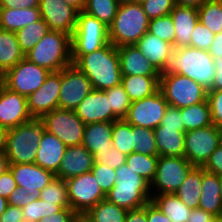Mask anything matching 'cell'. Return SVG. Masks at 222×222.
I'll return each mask as SVG.
<instances>
[{"instance_id":"6da1fadb","label":"cell","mask_w":222,"mask_h":222,"mask_svg":"<svg viewBox=\"0 0 222 222\" xmlns=\"http://www.w3.org/2000/svg\"><path fill=\"white\" fill-rule=\"evenodd\" d=\"M180 74L212 90L216 73L214 58L207 50L184 47L174 49L166 67L160 75Z\"/></svg>"},{"instance_id":"7a4b0ae2","label":"cell","mask_w":222,"mask_h":222,"mask_svg":"<svg viewBox=\"0 0 222 222\" xmlns=\"http://www.w3.org/2000/svg\"><path fill=\"white\" fill-rule=\"evenodd\" d=\"M74 65L91 81L93 89L104 91L121 83L118 51L111 42L83 55Z\"/></svg>"},{"instance_id":"3957f363","label":"cell","mask_w":222,"mask_h":222,"mask_svg":"<svg viewBox=\"0 0 222 222\" xmlns=\"http://www.w3.org/2000/svg\"><path fill=\"white\" fill-rule=\"evenodd\" d=\"M116 182L106 199L126 210L139 209L151 201L150 184L127 164L115 169Z\"/></svg>"},{"instance_id":"277c9868","label":"cell","mask_w":222,"mask_h":222,"mask_svg":"<svg viewBox=\"0 0 222 222\" xmlns=\"http://www.w3.org/2000/svg\"><path fill=\"white\" fill-rule=\"evenodd\" d=\"M149 19L138 2L119 4L109 26V40L115 47L135 45L148 31Z\"/></svg>"},{"instance_id":"5b68a950","label":"cell","mask_w":222,"mask_h":222,"mask_svg":"<svg viewBox=\"0 0 222 222\" xmlns=\"http://www.w3.org/2000/svg\"><path fill=\"white\" fill-rule=\"evenodd\" d=\"M44 131L43 121L36 118L9 129L5 145V153L9 164L34 163Z\"/></svg>"},{"instance_id":"8992f818","label":"cell","mask_w":222,"mask_h":222,"mask_svg":"<svg viewBox=\"0 0 222 222\" xmlns=\"http://www.w3.org/2000/svg\"><path fill=\"white\" fill-rule=\"evenodd\" d=\"M25 58L50 72L61 71L72 64L71 36L50 30Z\"/></svg>"},{"instance_id":"52a82bcc","label":"cell","mask_w":222,"mask_h":222,"mask_svg":"<svg viewBox=\"0 0 222 222\" xmlns=\"http://www.w3.org/2000/svg\"><path fill=\"white\" fill-rule=\"evenodd\" d=\"M109 42V27L81 11L71 36L72 64H75L83 55L92 53Z\"/></svg>"},{"instance_id":"ba28073f","label":"cell","mask_w":222,"mask_h":222,"mask_svg":"<svg viewBox=\"0 0 222 222\" xmlns=\"http://www.w3.org/2000/svg\"><path fill=\"white\" fill-rule=\"evenodd\" d=\"M159 90L170 106L178 108L205 102L208 92L199 83L177 73L160 75Z\"/></svg>"},{"instance_id":"9c48e42d","label":"cell","mask_w":222,"mask_h":222,"mask_svg":"<svg viewBox=\"0 0 222 222\" xmlns=\"http://www.w3.org/2000/svg\"><path fill=\"white\" fill-rule=\"evenodd\" d=\"M194 167L185 157L159 156L151 195L174 193Z\"/></svg>"},{"instance_id":"30bf717a","label":"cell","mask_w":222,"mask_h":222,"mask_svg":"<svg viewBox=\"0 0 222 222\" xmlns=\"http://www.w3.org/2000/svg\"><path fill=\"white\" fill-rule=\"evenodd\" d=\"M68 199L71 209L79 216H83L90 208L101 200L106 194L97 184L94 174L90 171L65 180Z\"/></svg>"},{"instance_id":"8fae6325","label":"cell","mask_w":222,"mask_h":222,"mask_svg":"<svg viewBox=\"0 0 222 222\" xmlns=\"http://www.w3.org/2000/svg\"><path fill=\"white\" fill-rule=\"evenodd\" d=\"M49 73L48 69L24 57L16 66L4 73L2 83L9 90L27 98L43 85Z\"/></svg>"},{"instance_id":"7c38bea8","label":"cell","mask_w":222,"mask_h":222,"mask_svg":"<svg viewBox=\"0 0 222 222\" xmlns=\"http://www.w3.org/2000/svg\"><path fill=\"white\" fill-rule=\"evenodd\" d=\"M41 120L45 130L57 136L67 147L82 144L86 125L75 111L58 108L45 114Z\"/></svg>"},{"instance_id":"4fadbf2b","label":"cell","mask_w":222,"mask_h":222,"mask_svg":"<svg viewBox=\"0 0 222 222\" xmlns=\"http://www.w3.org/2000/svg\"><path fill=\"white\" fill-rule=\"evenodd\" d=\"M219 146V134L214 124L185 133L184 157L194 166L202 167Z\"/></svg>"},{"instance_id":"5bb4252c","label":"cell","mask_w":222,"mask_h":222,"mask_svg":"<svg viewBox=\"0 0 222 222\" xmlns=\"http://www.w3.org/2000/svg\"><path fill=\"white\" fill-rule=\"evenodd\" d=\"M93 90L91 81L74 64L61 70L59 109L74 111Z\"/></svg>"},{"instance_id":"9a60e30c","label":"cell","mask_w":222,"mask_h":222,"mask_svg":"<svg viewBox=\"0 0 222 222\" xmlns=\"http://www.w3.org/2000/svg\"><path fill=\"white\" fill-rule=\"evenodd\" d=\"M168 103L160 90L153 95L131 102L124 118L133 126L154 130L161 124Z\"/></svg>"},{"instance_id":"2e32d148","label":"cell","mask_w":222,"mask_h":222,"mask_svg":"<svg viewBox=\"0 0 222 222\" xmlns=\"http://www.w3.org/2000/svg\"><path fill=\"white\" fill-rule=\"evenodd\" d=\"M61 71L50 72L43 85L27 97V107L32 118L41 119L59 108Z\"/></svg>"},{"instance_id":"e0dca14e","label":"cell","mask_w":222,"mask_h":222,"mask_svg":"<svg viewBox=\"0 0 222 222\" xmlns=\"http://www.w3.org/2000/svg\"><path fill=\"white\" fill-rule=\"evenodd\" d=\"M39 10L49 30L73 35L79 14L74 7L64 0H40Z\"/></svg>"},{"instance_id":"ac0fdd59","label":"cell","mask_w":222,"mask_h":222,"mask_svg":"<svg viewBox=\"0 0 222 222\" xmlns=\"http://www.w3.org/2000/svg\"><path fill=\"white\" fill-rule=\"evenodd\" d=\"M32 119L27 107V98L2 84L0 87V126L9 130Z\"/></svg>"},{"instance_id":"d6986e66","label":"cell","mask_w":222,"mask_h":222,"mask_svg":"<svg viewBox=\"0 0 222 222\" xmlns=\"http://www.w3.org/2000/svg\"><path fill=\"white\" fill-rule=\"evenodd\" d=\"M74 111L85 125L119 119L112 112L109 100L103 90L93 89Z\"/></svg>"},{"instance_id":"ffe728a7","label":"cell","mask_w":222,"mask_h":222,"mask_svg":"<svg viewBox=\"0 0 222 222\" xmlns=\"http://www.w3.org/2000/svg\"><path fill=\"white\" fill-rule=\"evenodd\" d=\"M17 186L28 190L39 199L40 191L46 187L55 177L49 170L43 169L35 163L31 164H9Z\"/></svg>"},{"instance_id":"44dd1931","label":"cell","mask_w":222,"mask_h":222,"mask_svg":"<svg viewBox=\"0 0 222 222\" xmlns=\"http://www.w3.org/2000/svg\"><path fill=\"white\" fill-rule=\"evenodd\" d=\"M94 156L81 144L67 147L56 177L67 180L90 172L94 166Z\"/></svg>"},{"instance_id":"7402d4cb","label":"cell","mask_w":222,"mask_h":222,"mask_svg":"<svg viewBox=\"0 0 222 222\" xmlns=\"http://www.w3.org/2000/svg\"><path fill=\"white\" fill-rule=\"evenodd\" d=\"M117 51L122 76L160 77L161 73L153 67L135 45H124L118 47Z\"/></svg>"},{"instance_id":"603a6c76","label":"cell","mask_w":222,"mask_h":222,"mask_svg":"<svg viewBox=\"0 0 222 222\" xmlns=\"http://www.w3.org/2000/svg\"><path fill=\"white\" fill-rule=\"evenodd\" d=\"M66 149L67 146L57 136L45 130L34 163L56 174Z\"/></svg>"},{"instance_id":"cb8c5ba5","label":"cell","mask_w":222,"mask_h":222,"mask_svg":"<svg viewBox=\"0 0 222 222\" xmlns=\"http://www.w3.org/2000/svg\"><path fill=\"white\" fill-rule=\"evenodd\" d=\"M135 47L160 73H162L166 67L167 62L175 49L172 44L149 32L144 34V36L135 44Z\"/></svg>"},{"instance_id":"d4e9b609","label":"cell","mask_w":222,"mask_h":222,"mask_svg":"<svg viewBox=\"0 0 222 222\" xmlns=\"http://www.w3.org/2000/svg\"><path fill=\"white\" fill-rule=\"evenodd\" d=\"M175 28V49L190 47L191 36L199 21L198 9L175 5L170 12Z\"/></svg>"},{"instance_id":"484cf974","label":"cell","mask_w":222,"mask_h":222,"mask_svg":"<svg viewBox=\"0 0 222 222\" xmlns=\"http://www.w3.org/2000/svg\"><path fill=\"white\" fill-rule=\"evenodd\" d=\"M202 188L198 208L222 216V200L220 196V176L202 168Z\"/></svg>"},{"instance_id":"4316f807","label":"cell","mask_w":222,"mask_h":222,"mask_svg":"<svg viewBox=\"0 0 222 222\" xmlns=\"http://www.w3.org/2000/svg\"><path fill=\"white\" fill-rule=\"evenodd\" d=\"M185 131L164 127L161 124L154 129L159 156L184 157Z\"/></svg>"},{"instance_id":"83f0119b","label":"cell","mask_w":222,"mask_h":222,"mask_svg":"<svg viewBox=\"0 0 222 222\" xmlns=\"http://www.w3.org/2000/svg\"><path fill=\"white\" fill-rule=\"evenodd\" d=\"M113 121L90 123L85 126L82 145L94 155L98 150L111 148Z\"/></svg>"},{"instance_id":"f1b7e54d","label":"cell","mask_w":222,"mask_h":222,"mask_svg":"<svg viewBox=\"0 0 222 222\" xmlns=\"http://www.w3.org/2000/svg\"><path fill=\"white\" fill-rule=\"evenodd\" d=\"M41 19L39 8L0 9V29L16 32Z\"/></svg>"},{"instance_id":"f546056e","label":"cell","mask_w":222,"mask_h":222,"mask_svg":"<svg viewBox=\"0 0 222 222\" xmlns=\"http://www.w3.org/2000/svg\"><path fill=\"white\" fill-rule=\"evenodd\" d=\"M160 77L122 76L121 84L131 102L149 97L159 90Z\"/></svg>"},{"instance_id":"4dcf8cb0","label":"cell","mask_w":222,"mask_h":222,"mask_svg":"<svg viewBox=\"0 0 222 222\" xmlns=\"http://www.w3.org/2000/svg\"><path fill=\"white\" fill-rule=\"evenodd\" d=\"M202 167H194L174 194L190 209L198 208L202 188Z\"/></svg>"},{"instance_id":"1f68e13d","label":"cell","mask_w":222,"mask_h":222,"mask_svg":"<svg viewBox=\"0 0 222 222\" xmlns=\"http://www.w3.org/2000/svg\"><path fill=\"white\" fill-rule=\"evenodd\" d=\"M24 57L15 32L0 29V69L5 73Z\"/></svg>"},{"instance_id":"d6a6232c","label":"cell","mask_w":222,"mask_h":222,"mask_svg":"<svg viewBox=\"0 0 222 222\" xmlns=\"http://www.w3.org/2000/svg\"><path fill=\"white\" fill-rule=\"evenodd\" d=\"M151 201L172 222H187L192 211L174 193L152 195Z\"/></svg>"},{"instance_id":"836d02e7","label":"cell","mask_w":222,"mask_h":222,"mask_svg":"<svg viewBox=\"0 0 222 222\" xmlns=\"http://www.w3.org/2000/svg\"><path fill=\"white\" fill-rule=\"evenodd\" d=\"M128 210L109 202L101 200L90 208L83 216L81 222H125Z\"/></svg>"},{"instance_id":"e575fe53","label":"cell","mask_w":222,"mask_h":222,"mask_svg":"<svg viewBox=\"0 0 222 222\" xmlns=\"http://www.w3.org/2000/svg\"><path fill=\"white\" fill-rule=\"evenodd\" d=\"M184 131L200 129L213 124L208 101L180 108Z\"/></svg>"},{"instance_id":"d590c367","label":"cell","mask_w":222,"mask_h":222,"mask_svg":"<svg viewBox=\"0 0 222 222\" xmlns=\"http://www.w3.org/2000/svg\"><path fill=\"white\" fill-rule=\"evenodd\" d=\"M47 23L41 18L15 32L21 51L26 55L49 32Z\"/></svg>"},{"instance_id":"8d00e7d4","label":"cell","mask_w":222,"mask_h":222,"mask_svg":"<svg viewBox=\"0 0 222 222\" xmlns=\"http://www.w3.org/2000/svg\"><path fill=\"white\" fill-rule=\"evenodd\" d=\"M112 145L126 155L135 152L134 126L125 119L113 121Z\"/></svg>"},{"instance_id":"74e56055","label":"cell","mask_w":222,"mask_h":222,"mask_svg":"<svg viewBox=\"0 0 222 222\" xmlns=\"http://www.w3.org/2000/svg\"><path fill=\"white\" fill-rule=\"evenodd\" d=\"M159 156H149L132 152L127 155L126 164L135 173L143 177L149 184L155 178Z\"/></svg>"},{"instance_id":"f35d334b","label":"cell","mask_w":222,"mask_h":222,"mask_svg":"<svg viewBox=\"0 0 222 222\" xmlns=\"http://www.w3.org/2000/svg\"><path fill=\"white\" fill-rule=\"evenodd\" d=\"M118 7L117 0H87L82 11L109 27L116 16Z\"/></svg>"},{"instance_id":"ab89813d","label":"cell","mask_w":222,"mask_h":222,"mask_svg":"<svg viewBox=\"0 0 222 222\" xmlns=\"http://www.w3.org/2000/svg\"><path fill=\"white\" fill-rule=\"evenodd\" d=\"M199 22L215 35L222 32V5L219 0H207L198 8Z\"/></svg>"},{"instance_id":"60d3db41","label":"cell","mask_w":222,"mask_h":222,"mask_svg":"<svg viewBox=\"0 0 222 222\" xmlns=\"http://www.w3.org/2000/svg\"><path fill=\"white\" fill-rule=\"evenodd\" d=\"M39 199L61 205L63 208H71L66 182L62 178L56 176L40 191Z\"/></svg>"},{"instance_id":"b9f144b4","label":"cell","mask_w":222,"mask_h":222,"mask_svg":"<svg viewBox=\"0 0 222 222\" xmlns=\"http://www.w3.org/2000/svg\"><path fill=\"white\" fill-rule=\"evenodd\" d=\"M63 209L64 208L61 205L37 199L23 207L22 212L24 221L38 222L41 218L61 212Z\"/></svg>"},{"instance_id":"7bdbcfd3","label":"cell","mask_w":222,"mask_h":222,"mask_svg":"<svg viewBox=\"0 0 222 222\" xmlns=\"http://www.w3.org/2000/svg\"><path fill=\"white\" fill-rule=\"evenodd\" d=\"M135 152L149 156H159L154 130L134 126Z\"/></svg>"},{"instance_id":"ee69618b","label":"cell","mask_w":222,"mask_h":222,"mask_svg":"<svg viewBox=\"0 0 222 222\" xmlns=\"http://www.w3.org/2000/svg\"><path fill=\"white\" fill-rule=\"evenodd\" d=\"M109 100L112 112L119 118L124 119L131 104L124 87L120 83L112 88L104 90Z\"/></svg>"},{"instance_id":"f6af8a7d","label":"cell","mask_w":222,"mask_h":222,"mask_svg":"<svg viewBox=\"0 0 222 222\" xmlns=\"http://www.w3.org/2000/svg\"><path fill=\"white\" fill-rule=\"evenodd\" d=\"M175 48V28L170 14L149 21L148 31Z\"/></svg>"},{"instance_id":"bcb514c9","label":"cell","mask_w":222,"mask_h":222,"mask_svg":"<svg viewBox=\"0 0 222 222\" xmlns=\"http://www.w3.org/2000/svg\"><path fill=\"white\" fill-rule=\"evenodd\" d=\"M93 156L95 163L104 164L112 169H117L126 164L127 159L126 154L113 146L109 149L98 150Z\"/></svg>"},{"instance_id":"7dc6e473","label":"cell","mask_w":222,"mask_h":222,"mask_svg":"<svg viewBox=\"0 0 222 222\" xmlns=\"http://www.w3.org/2000/svg\"><path fill=\"white\" fill-rule=\"evenodd\" d=\"M141 4L149 20L170 14L175 7L174 0H146Z\"/></svg>"},{"instance_id":"c3c4849f","label":"cell","mask_w":222,"mask_h":222,"mask_svg":"<svg viewBox=\"0 0 222 222\" xmlns=\"http://www.w3.org/2000/svg\"><path fill=\"white\" fill-rule=\"evenodd\" d=\"M91 172L94 174L97 184L107 194L116 182L115 169L104 164L94 163Z\"/></svg>"},{"instance_id":"681fc988","label":"cell","mask_w":222,"mask_h":222,"mask_svg":"<svg viewBox=\"0 0 222 222\" xmlns=\"http://www.w3.org/2000/svg\"><path fill=\"white\" fill-rule=\"evenodd\" d=\"M214 38L215 34L198 21L192 32L190 47L208 51Z\"/></svg>"},{"instance_id":"f907efd6","label":"cell","mask_w":222,"mask_h":222,"mask_svg":"<svg viewBox=\"0 0 222 222\" xmlns=\"http://www.w3.org/2000/svg\"><path fill=\"white\" fill-rule=\"evenodd\" d=\"M207 101L213 124L215 126L222 125V90H208Z\"/></svg>"},{"instance_id":"816d5d0a","label":"cell","mask_w":222,"mask_h":222,"mask_svg":"<svg viewBox=\"0 0 222 222\" xmlns=\"http://www.w3.org/2000/svg\"><path fill=\"white\" fill-rule=\"evenodd\" d=\"M161 125L164 127L177 128L179 131H184L180 108L168 105L165 115L162 118Z\"/></svg>"},{"instance_id":"f5cc1de1","label":"cell","mask_w":222,"mask_h":222,"mask_svg":"<svg viewBox=\"0 0 222 222\" xmlns=\"http://www.w3.org/2000/svg\"><path fill=\"white\" fill-rule=\"evenodd\" d=\"M37 199L38 198L35 197L33 194L29 195L28 190L17 186V188L12 191L7 200L8 205L23 208Z\"/></svg>"},{"instance_id":"db71d44e","label":"cell","mask_w":222,"mask_h":222,"mask_svg":"<svg viewBox=\"0 0 222 222\" xmlns=\"http://www.w3.org/2000/svg\"><path fill=\"white\" fill-rule=\"evenodd\" d=\"M202 168L210 173L222 176V146L219 145L216 150L210 155L209 159Z\"/></svg>"},{"instance_id":"11a10c76","label":"cell","mask_w":222,"mask_h":222,"mask_svg":"<svg viewBox=\"0 0 222 222\" xmlns=\"http://www.w3.org/2000/svg\"><path fill=\"white\" fill-rule=\"evenodd\" d=\"M38 222H81L80 217L71 209L64 208L61 212L41 218Z\"/></svg>"},{"instance_id":"9f6ffc18","label":"cell","mask_w":222,"mask_h":222,"mask_svg":"<svg viewBox=\"0 0 222 222\" xmlns=\"http://www.w3.org/2000/svg\"><path fill=\"white\" fill-rule=\"evenodd\" d=\"M17 188L12 172L8 169L0 175V196L8 199L14 189Z\"/></svg>"},{"instance_id":"6f0895ef","label":"cell","mask_w":222,"mask_h":222,"mask_svg":"<svg viewBox=\"0 0 222 222\" xmlns=\"http://www.w3.org/2000/svg\"><path fill=\"white\" fill-rule=\"evenodd\" d=\"M40 0H0V9L39 8Z\"/></svg>"},{"instance_id":"680465c9","label":"cell","mask_w":222,"mask_h":222,"mask_svg":"<svg viewBox=\"0 0 222 222\" xmlns=\"http://www.w3.org/2000/svg\"><path fill=\"white\" fill-rule=\"evenodd\" d=\"M24 221L22 208L8 205L0 217V222H22Z\"/></svg>"},{"instance_id":"91938a15","label":"cell","mask_w":222,"mask_h":222,"mask_svg":"<svg viewBox=\"0 0 222 222\" xmlns=\"http://www.w3.org/2000/svg\"><path fill=\"white\" fill-rule=\"evenodd\" d=\"M147 222H172V221L169 217L164 215L152 201H149L147 203Z\"/></svg>"},{"instance_id":"94428289","label":"cell","mask_w":222,"mask_h":222,"mask_svg":"<svg viewBox=\"0 0 222 222\" xmlns=\"http://www.w3.org/2000/svg\"><path fill=\"white\" fill-rule=\"evenodd\" d=\"M125 222H147V204L139 209L128 210Z\"/></svg>"},{"instance_id":"6125c7cd","label":"cell","mask_w":222,"mask_h":222,"mask_svg":"<svg viewBox=\"0 0 222 222\" xmlns=\"http://www.w3.org/2000/svg\"><path fill=\"white\" fill-rule=\"evenodd\" d=\"M214 216L203 209L195 208L190 212L187 222H209Z\"/></svg>"},{"instance_id":"be15d7a7","label":"cell","mask_w":222,"mask_h":222,"mask_svg":"<svg viewBox=\"0 0 222 222\" xmlns=\"http://www.w3.org/2000/svg\"><path fill=\"white\" fill-rule=\"evenodd\" d=\"M208 53L214 59L222 57V32L215 35V38L208 49Z\"/></svg>"},{"instance_id":"e7e4bbea","label":"cell","mask_w":222,"mask_h":222,"mask_svg":"<svg viewBox=\"0 0 222 222\" xmlns=\"http://www.w3.org/2000/svg\"><path fill=\"white\" fill-rule=\"evenodd\" d=\"M216 73L212 82V90H222V57L214 59Z\"/></svg>"},{"instance_id":"03108f58","label":"cell","mask_w":222,"mask_h":222,"mask_svg":"<svg viewBox=\"0 0 222 222\" xmlns=\"http://www.w3.org/2000/svg\"><path fill=\"white\" fill-rule=\"evenodd\" d=\"M175 5L186 6V7H193L199 8L202 6L207 0H174Z\"/></svg>"},{"instance_id":"003e7915","label":"cell","mask_w":222,"mask_h":222,"mask_svg":"<svg viewBox=\"0 0 222 222\" xmlns=\"http://www.w3.org/2000/svg\"><path fill=\"white\" fill-rule=\"evenodd\" d=\"M9 169V160L5 151H0V175Z\"/></svg>"},{"instance_id":"a7ac6f4b","label":"cell","mask_w":222,"mask_h":222,"mask_svg":"<svg viewBox=\"0 0 222 222\" xmlns=\"http://www.w3.org/2000/svg\"><path fill=\"white\" fill-rule=\"evenodd\" d=\"M69 6L74 7L79 13L84 9L87 0H64Z\"/></svg>"},{"instance_id":"89a4df30","label":"cell","mask_w":222,"mask_h":222,"mask_svg":"<svg viewBox=\"0 0 222 222\" xmlns=\"http://www.w3.org/2000/svg\"><path fill=\"white\" fill-rule=\"evenodd\" d=\"M7 129L0 126V151H5Z\"/></svg>"},{"instance_id":"2644e50d","label":"cell","mask_w":222,"mask_h":222,"mask_svg":"<svg viewBox=\"0 0 222 222\" xmlns=\"http://www.w3.org/2000/svg\"><path fill=\"white\" fill-rule=\"evenodd\" d=\"M7 206H8V200L0 196V217L5 212Z\"/></svg>"},{"instance_id":"8c879c8a","label":"cell","mask_w":222,"mask_h":222,"mask_svg":"<svg viewBox=\"0 0 222 222\" xmlns=\"http://www.w3.org/2000/svg\"><path fill=\"white\" fill-rule=\"evenodd\" d=\"M218 134H219V145L222 146V125L216 126Z\"/></svg>"},{"instance_id":"753ad0ef","label":"cell","mask_w":222,"mask_h":222,"mask_svg":"<svg viewBox=\"0 0 222 222\" xmlns=\"http://www.w3.org/2000/svg\"><path fill=\"white\" fill-rule=\"evenodd\" d=\"M209 222H222V216H214Z\"/></svg>"},{"instance_id":"34e18365","label":"cell","mask_w":222,"mask_h":222,"mask_svg":"<svg viewBox=\"0 0 222 222\" xmlns=\"http://www.w3.org/2000/svg\"><path fill=\"white\" fill-rule=\"evenodd\" d=\"M119 4L135 2V0H117Z\"/></svg>"},{"instance_id":"11e5206c","label":"cell","mask_w":222,"mask_h":222,"mask_svg":"<svg viewBox=\"0 0 222 222\" xmlns=\"http://www.w3.org/2000/svg\"><path fill=\"white\" fill-rule=\"evenodd\" d=\"M4 72L0 69V83L3 82Z\"/></svg>"},{"instance_id":"2a66077c","label":"cell","mask_w":222,"mask_h":222,"mask_svg":"<svg viewBox=\"0 0 222 222\" xmlns=\"http://www.w3.org/2000/svg\"><path fill=\"white\" fill-rule=\"evenodd\" d=\"M220 196L222 200V176H220Z\"/></svg>"},{"instance_id":"b9fcfbb0","label":"cell","mask_w":222,"mask_h":222,"mask_svg":"<svg viewBox=\"0 0 222 222\" xmlns=\"http://www.w3.org/2000/svg\"><path fill=\"white\" fill-rule=\"evenodd\" d=\"M144 1L146 0H135V2H138V3H143Z\"/></svg>"}]
</instances>
